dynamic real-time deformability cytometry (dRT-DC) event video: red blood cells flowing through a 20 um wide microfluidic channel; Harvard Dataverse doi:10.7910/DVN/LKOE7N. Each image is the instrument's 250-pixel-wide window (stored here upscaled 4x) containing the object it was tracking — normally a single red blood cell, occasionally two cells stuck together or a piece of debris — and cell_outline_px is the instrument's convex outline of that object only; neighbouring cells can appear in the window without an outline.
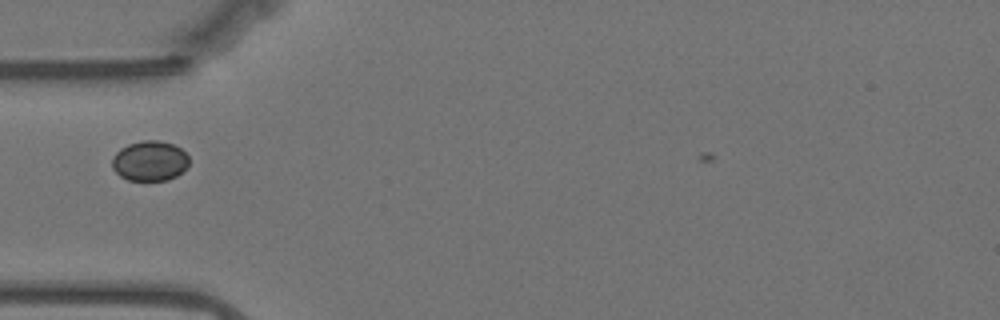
{"species": "Egyptian fruit bat (a non-hibernating species)", "species_latin": "Rousettus aegyptiacus", "temperature_condition": "warm", "stored_images_in_passage": 40, "camera_frame_rate_fps": 3000, "um_per_image_px": 0.085, "animal": {"sex": "female"}, "frame": {"image": 1, "passage_image": 5, "time_ms": 1.333, "image_size_px": [1000, 320], "cell_outline_px": [[188, 164], [176, 176], [168, 180], [128, 180], [120, 176], [112, 168], [112, 156], [120, 148], [128, 144], [144, 140], [160, 140], [172, 144], [180, 148], [188, 156]], "centroid_in_image_um": [12.7, 13.67], "position_along_channel_um": 72.3, "area_um2": 17.92}}
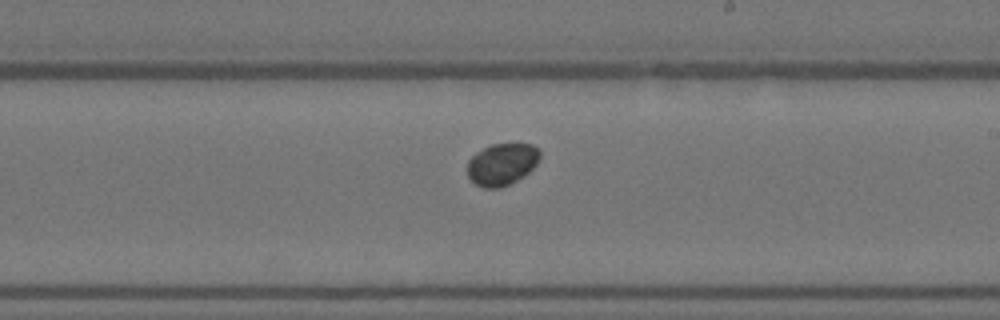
{"frame": {"image": 2, "passage_image": 20, "time_ms": 6.333, "image_size_px": [1000, 320], "cell_outline_px": [[540, 160], [524, 176], [500, 188], [484, 188], [476, 184], [468, 176], [468, 160], [476, 152], [492, 144], [532, 144], [540, 152]], "centroid_in_image_um": [42.66, 13.96], "position_along_channel_um": 246.3, "area_um2": 17.57}}
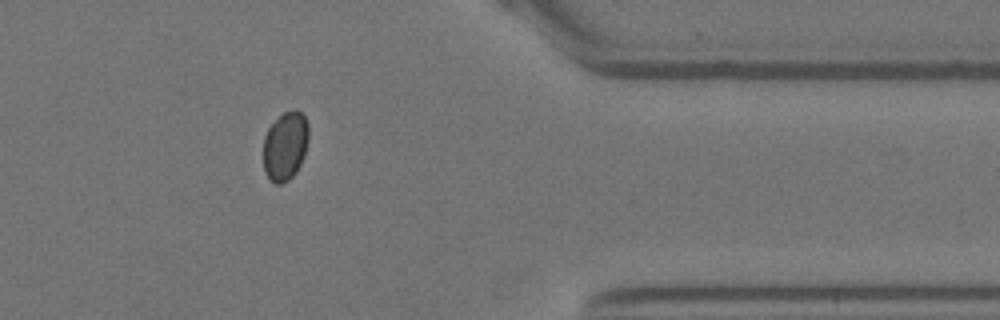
{"frame": {"image": 3, "passage_image": 34, "time_ms": 11.0, "image_size_px": [1000, 320], "cell_outline_px": [[308, 140], [304, 156], [296, 172], [288, 180], [280, 184], [276, 184], [264, 172], [264, 136], [268, 128], [284, 112], [292, 108], [296, 108], [304, 116], [308, 124]], "centroid_in_image_um": [24.25, 12.39], "position_along_channel_um": 387.1, "area_um2": 18.09}}